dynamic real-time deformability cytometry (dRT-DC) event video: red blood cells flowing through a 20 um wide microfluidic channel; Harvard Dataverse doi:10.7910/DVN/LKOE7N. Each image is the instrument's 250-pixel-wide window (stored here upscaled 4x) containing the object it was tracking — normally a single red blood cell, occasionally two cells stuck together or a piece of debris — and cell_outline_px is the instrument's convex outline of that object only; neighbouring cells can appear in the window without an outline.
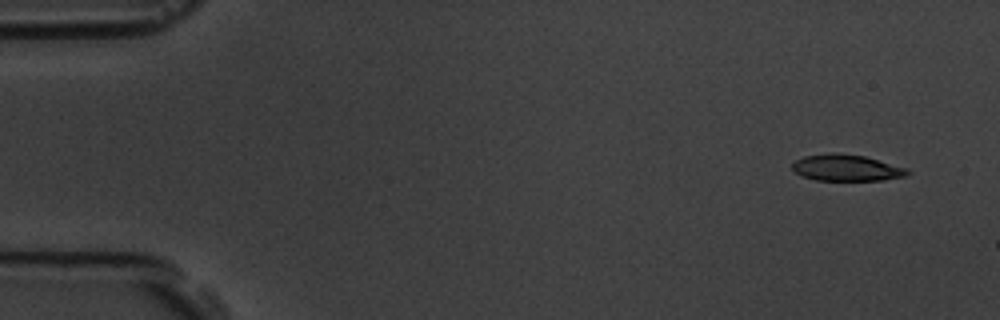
{"species": "common noctule bat (a hibernating species)", "species_latin": "Nyctalus noctula", "temperature_condition": "room temperature", "stored_images_in_passage": 5, "camera_frame_rate_fps": 3000, "um_per_image_px": 0.085, "animal": {"sex": "male", "body_mass_g": 19.5, "forearm_length_mm": 54.6}, "frame": {"image": 1, "passage_image": 1, "time_ms": 0.0, "image_size_px": [1000, 320], "cell_outline_px": [[912, 172], [908, 176], [884, 180], [816, 180], [804, 176], [796, 172], [792, 168], [792, 164], [796, 160], [804, 156], [828, 152], [836, 152], [864, 156], [908, 168]], "centroid_in_image_um": [72.0, 14.25], "position_along_channel_um": 13.0, "area_um2": 17.86}}